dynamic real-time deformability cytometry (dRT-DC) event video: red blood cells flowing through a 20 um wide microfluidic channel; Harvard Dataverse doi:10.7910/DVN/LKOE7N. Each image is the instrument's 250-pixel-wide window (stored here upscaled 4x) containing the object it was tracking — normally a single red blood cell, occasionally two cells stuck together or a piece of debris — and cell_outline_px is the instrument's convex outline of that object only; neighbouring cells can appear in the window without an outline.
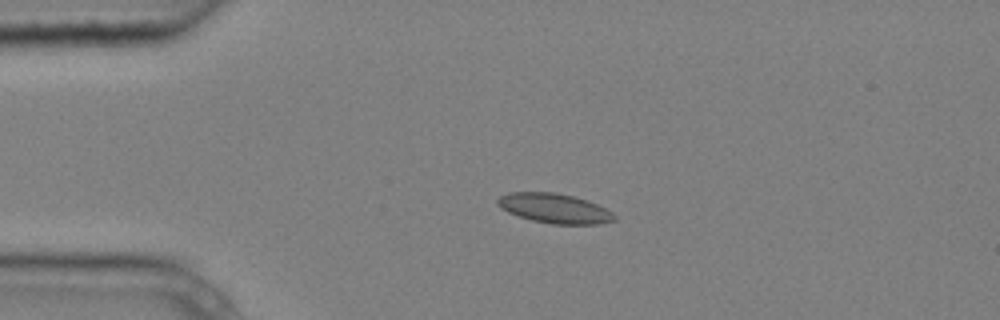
{"species": "common noctule bat (a hibernating species)", "species_latin": "Nyctalus noctula", "temperature_condition": "cold", "stored_images_in_passage": 5, "camera_frame_rate_fps": 3000, "um_per_image_px": 0.085, "animal": {"sex": "male", "body_mass_g": 20.4}, "frame": {"image": 1, "passage_image": 4, "time_ms": 1.0, "image_size_px": [1000, 320], "cell_outline_px": [[616, 220], [600, 224], [552, 224], [532, 220], [508, 212], [500, 208], [496, 204], [496, 200], [500, 196], [508, 192], [556, 192], [588, 200], [612, 212], [616, 216]], "centroid_in_image_um": [47.12, 17.7], "position_along_channel_um": 37.9, "area_um2": 20.23}}